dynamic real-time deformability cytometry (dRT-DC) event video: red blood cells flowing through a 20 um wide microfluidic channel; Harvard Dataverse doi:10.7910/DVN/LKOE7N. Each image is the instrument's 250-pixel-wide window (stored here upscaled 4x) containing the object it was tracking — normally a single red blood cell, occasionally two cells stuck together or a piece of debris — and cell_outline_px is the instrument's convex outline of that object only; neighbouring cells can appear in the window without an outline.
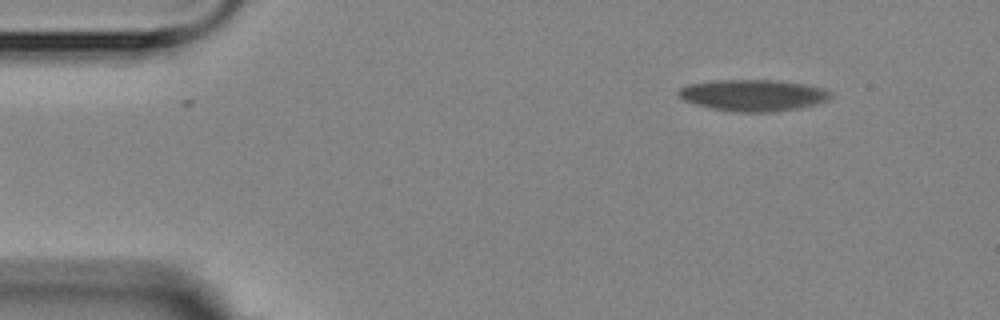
{"species": "Egyptian fruit bat (a non-hibernating species)", "species_latin": "Rousettus aegyptiacus", "temperature_condition": "room temperature", "stored_images_in_passage": 3, "camera_frame_rate_fps": 3000, "um_per_image_px": 0.085, "animal": {"sex": "female"}, "frame": {"image": 1, "passage_image": 3, "time_ms": 3.333, "image_size_px": [1000, 320], "cell_outline_px": [[832, 96], [828, 100], [816, 104], [796, 108], [772, 112], [736, 112], [712, 108], [696, 104], [684, 100], [676, 92], [680, 88], [688, 84], [712, 80], [776, 80], [804, 84], [824, 88], [832, 92]], "centroid_in_image_um": [64.02, 8.09], "position_along_channel_um": 21.0, "area_um2": 27.92}}